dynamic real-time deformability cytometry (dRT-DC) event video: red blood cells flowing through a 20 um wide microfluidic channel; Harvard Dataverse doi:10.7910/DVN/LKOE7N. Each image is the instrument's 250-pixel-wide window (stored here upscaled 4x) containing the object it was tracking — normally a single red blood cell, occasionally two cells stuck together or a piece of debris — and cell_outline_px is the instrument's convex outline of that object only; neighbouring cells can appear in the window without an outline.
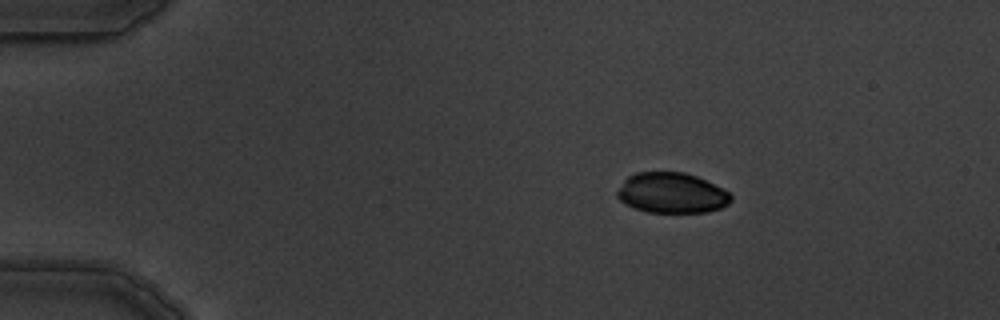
{"species": "common noctule bat (a hibernating species)", "species_latin": "Nyctalus noctula", "temperature_condition": "warm", "stored_images_in_passage": 5, "segment_of_instrument_passage": [1, 2], "camera_frame_rate_fps": 3000, "um_per_image_px": 0.085, "animal": {"sex": "male", "body_mass_g": 19.5, "forearm_length_mm": 54.6}, "frame": {"image": 1, "passage_image": 2, "time_ms": 2.0, "image_size_px": [1000, 320], "cell_outline_px": [[732, 200], [728, 204], [720, 208], [708, 212], [648, 212], [624, 204], [616, 196], [616, 192], [624, 180], [628, 176], [636, 172], [684, 172], [696, 176], [728, 192], [732, 196]], "centroid_in_image_um": [57.06, 16.4], "position_along_channel_um": 27.9, "area_um2": 26.65}}